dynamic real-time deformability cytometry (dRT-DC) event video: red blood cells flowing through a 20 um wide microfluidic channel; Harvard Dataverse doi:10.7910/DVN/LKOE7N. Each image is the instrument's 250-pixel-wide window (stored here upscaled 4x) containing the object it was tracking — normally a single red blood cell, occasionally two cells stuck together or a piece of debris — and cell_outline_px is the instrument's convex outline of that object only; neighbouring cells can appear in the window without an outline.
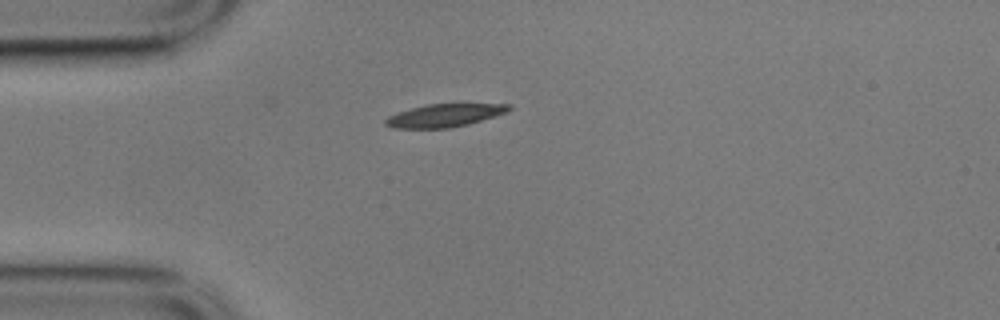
{"species": "common noctule bat (a hibernating species)", "species_latin": "Nyctalus noctula", "temperature_condition": "cold", "stored_images_in_passage": 43, "camera_frame_rate_fps": 3000, "um_per_image_px": 0.085, "animal": {"sex": "male", "body_mass_g": 17.9}, "frame": {"image": 1, "passage_image": 1, "time_ms": 0.0, "image_size_px": [1000, 320], "cell_outline_px": [[512, 108], [504, 112], [468, 124], [448, 128], [392, 128], [384, 124], [384, 120], [388, 116], [396, 112], [428, 104], [512, 104]], "centroid_in_image_um": [37.7, 9.81], "position_along_channel_um": 47.3, "area_um2": 16.24}}
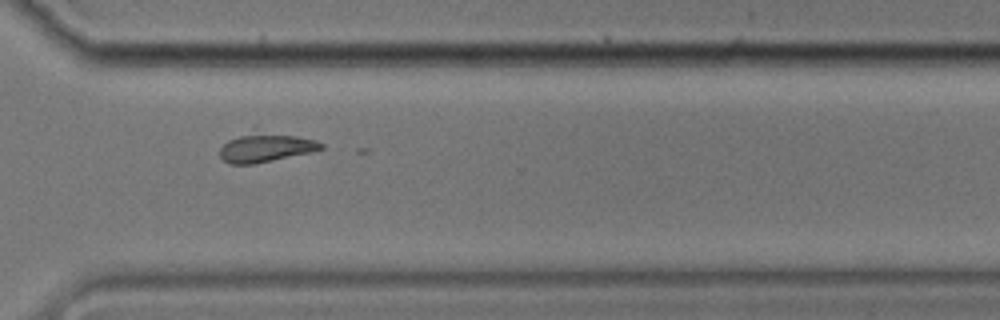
{"frame": {"image": 2, "passage_image": 28, "time_ms": 9.0, "image_size_px": [1000, 320], "cell_outline_px": [[324, 148], [312, 152], [252, 164], [228, 164], [220, 156], [220, 148], [228, 140], [256, 124], [316, 140], [324, 144]], "centroid_in_image_um": [22.58, 12.4], "position_along_channel_um": 348.0, "area_um2": 18.73}}
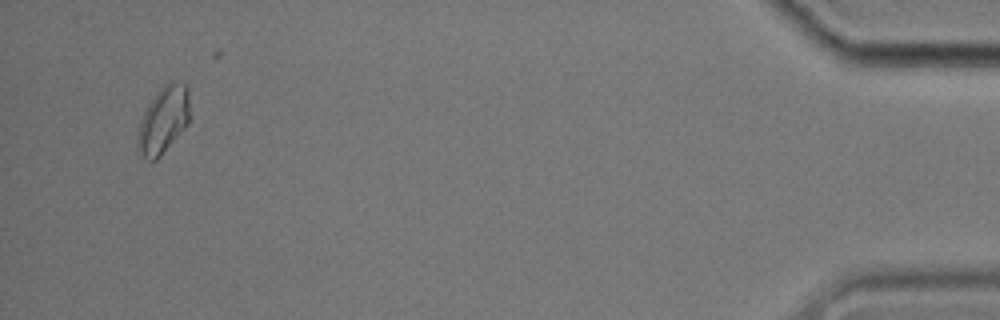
{"frame": {"image": 3, "passage_image": 41, "time_ms": 13.333, "image_size_px": [1000, 320], "cell_outline_px": [[188, 124], [160, 156], [156, 160], [148, 160], [136, 148], [136, 140], [140, 124], [144, 112], [148, 104], [156, 92], [164, 84], [172, 80], [188, 84]], "centroid_in_image_um": [13.88, 10.17], "position_along_channel_um": 421.3, "area_um2": 20.17}, "authors_computed_cell_mechanics": {"area_um2": 16.9932, "velocity_mm_per_s": 3.4926, "shape_relaxation_time_tau1_ms": 0.2378, "shape_relaxation_time_tau2_ms": null, "deformation_change_tau1": 0.269, "deformation_change_tau2": null}}